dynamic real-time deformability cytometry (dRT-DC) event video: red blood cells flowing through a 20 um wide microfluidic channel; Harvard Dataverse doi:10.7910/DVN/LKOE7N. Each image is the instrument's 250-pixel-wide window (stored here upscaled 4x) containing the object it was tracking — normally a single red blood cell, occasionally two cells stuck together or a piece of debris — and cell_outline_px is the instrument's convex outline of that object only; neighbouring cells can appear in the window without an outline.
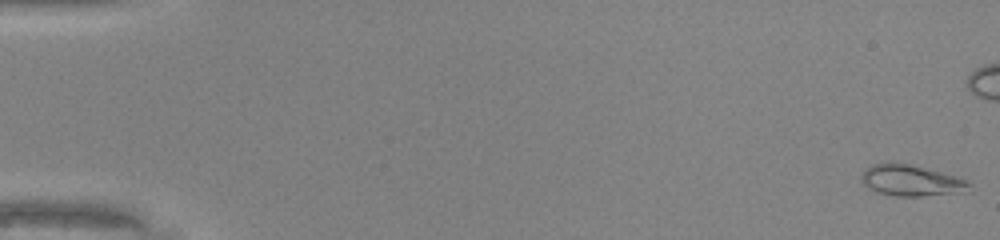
{"species": "common noctule bat (a hibernating species)", "species_latin": "Nyctalus noctula", "temperature_condition": "warm", "stored_images_in_passage": 50, "camera_frame_rate_fps": 3000, "um_per_image_px": 0.085, "animal": {"sex": "male", "body_mass_g": 20.0, "forearm_length_mm": 53.3}, "frame": {"image": 1, "passage_image": 1, "time_ms": 0.0, "image_size_px": [1000, 240], "cell_outline_px": [[972, 184], [960, 192], [920, 196], [896, 196], [876, 192], [864, 184], [860, 180], [860, 176], [872, 164], [892, 160], [956, 176], [968, 180]], "centroid_in_image_um": [77.38, 15.32], "position_along_channel_um": 7.6, "area_um2": 19.42}}
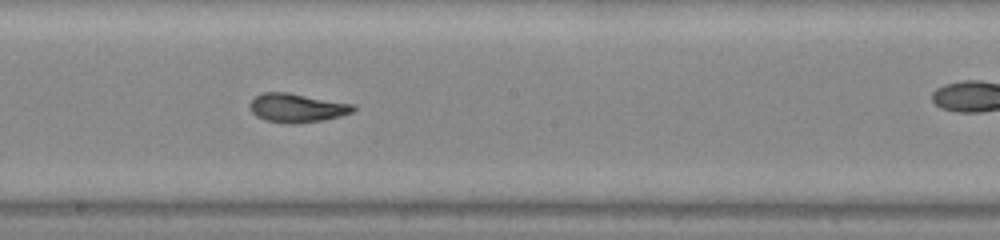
{"frame": {"image": 2, "passage_image": 28, "time_ms": 9.0, "image_size_px": [1000, 240], "cell_outline_px": [[356, 108], [352, 112], [340, 116], [324, 120], [296, 124], [288, 124], [264, 120], [256, 116], [252, 112], [248, 104], [260, 92], [288, 92], [356, 104]], "centroid_in_image_um": [25.24, 9.17], "position_along_channel_um": 223.0, "area_um2": 17.69}}
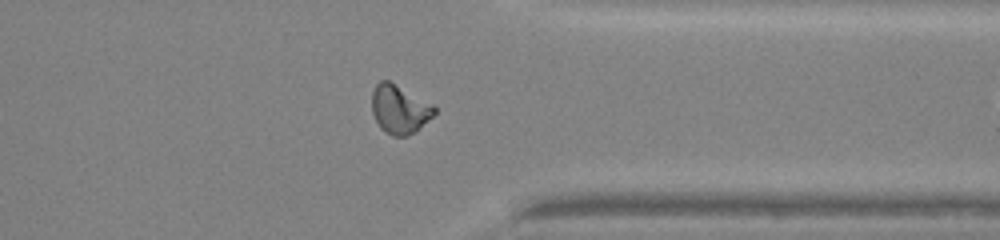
{"frame": {"image": 3, "passage_image": 39, "time_ms": 12.667, "image_size_px": [1000, 240], "cell_outline_px": [[436, 112], [416, 132], [408, 136], [392, 136], [384, 132], [380, 128], [372, 112], [372, 92], [376, 84], [380, 80], [388, 80], [432, 104], [436, 108]], "centroid_in_image_um": [33.94, 9.31], "position_along_channel_um": 377.5, "area_um2": 17.69}, "authors_computed_cell_mechanics": {"area_um2": 17.6579, "velocity_mm_per_s": 4.3068, "shape_relaxation_time_tau1_ms": 4.9677, "shape_relaxation_time_tau2_ms": 1.2545, "deformation_change_tau1": 0.1989, "deformation_change_tau2": 0.0655}}